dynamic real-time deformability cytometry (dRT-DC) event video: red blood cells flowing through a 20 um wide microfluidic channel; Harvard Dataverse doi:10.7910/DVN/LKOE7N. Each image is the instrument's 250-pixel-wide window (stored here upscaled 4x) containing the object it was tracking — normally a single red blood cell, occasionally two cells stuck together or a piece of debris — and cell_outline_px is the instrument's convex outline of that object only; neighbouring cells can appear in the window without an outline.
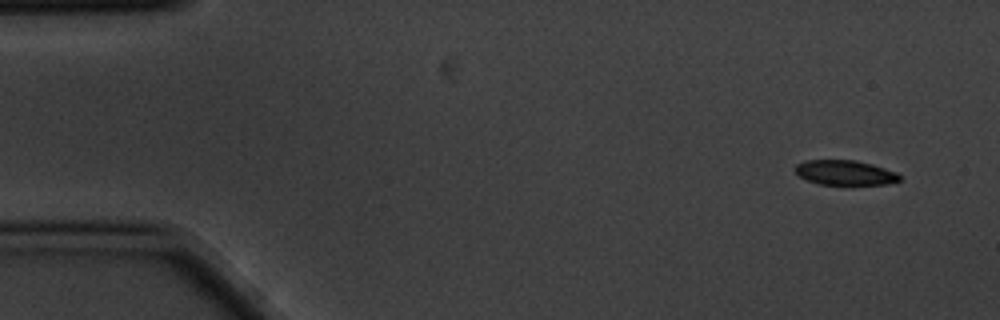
{"species": "common noctule bat (a hibernating species)", "species_latin": "Nyctalus noctula", "temperature_condition": "cold", "stored_images_in_passage": 4, "camera_frame_rate_fps": 3000, "um_per_image_px": 0.085, "animal": {"sex": "male", "body_mass_g": 20.1, "forearm_length_mm": 53.5}, "frame": {"image": 1, "passage_image": 1, "time_ms": 0.0, "image_size_px": [1000, 320], "cell_outline_px": [[900, 180], [888, 184], [852, 188], [820, 184], [804, 180], [792, 168], [796, 164], [808, 160], [856, 160], [872, 164], [896, 172], [900, 176]], "centroid_in_image_um": [71.83, 14.73], "position_along_channel_um": 13.2, "area_um2": 16.07}}
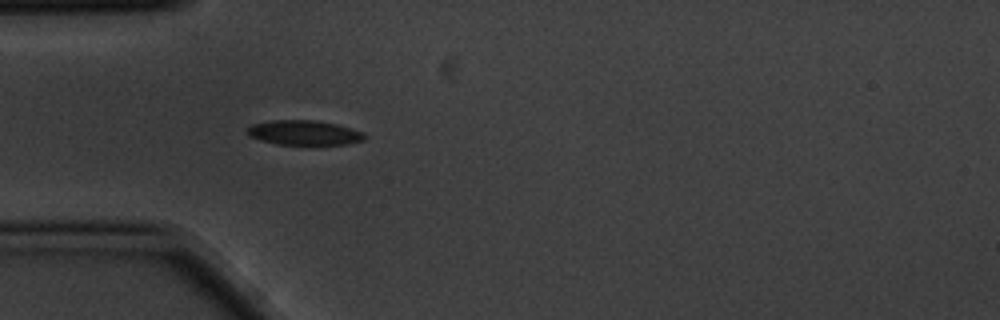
{"frame": {"image": 2, "passage_image": 4, "time_ms": 1.0, "image_size_px": [1000, 320], "cell_outline_px": [[364, 140], [348, 144], [276, 144], [260, 140], [248, 136], [248, 128], [252, 124], [272, 120], [312, 120], [336, 124], [364, 132]], "centroid_in_image_um": [25.83, 11.28], "position_along_channel_um": 59.2, "area_um2": 16.7}}